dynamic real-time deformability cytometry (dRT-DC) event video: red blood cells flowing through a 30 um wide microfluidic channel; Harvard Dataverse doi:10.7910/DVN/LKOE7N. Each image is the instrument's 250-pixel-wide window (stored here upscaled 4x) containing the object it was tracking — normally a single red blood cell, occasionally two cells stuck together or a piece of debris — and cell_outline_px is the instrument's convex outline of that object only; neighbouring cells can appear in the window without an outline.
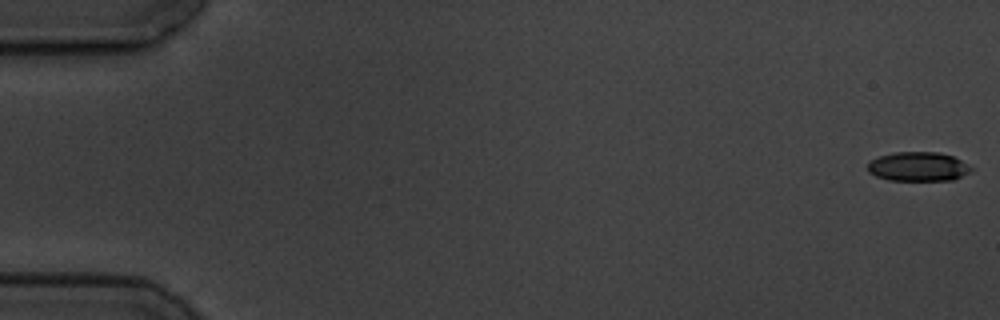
{"species": "common noctule bat (a hibernating species)", "species_latin": "Nyctalus noctula", "temperature_condition": "cold", "stored_images_in_passage": 8, "camera_frame_rate_fps": 3000, "um_per_image_px": 0.085, "animal": {"sex": "male", "body_mass_g": 19.5, "forearm_length_mm": 54.6}, "frame": {"image": 1, "passage_image": 1, "time_ms": 0.0, "image_size_px": [1000, 320], "cell_outline_px": [[972, 172], [952, 180], [888, 180], [876, 176], [868, 172], [868, 164], [872, 160], [880, 156], [896, 152], [936, 152], [952, 156], [960, 160], [972, 168]], "centroid_in_image_um": [78.04, 14.17], "position_along_channel_um": 7.0, "area_um2": 17.46}}
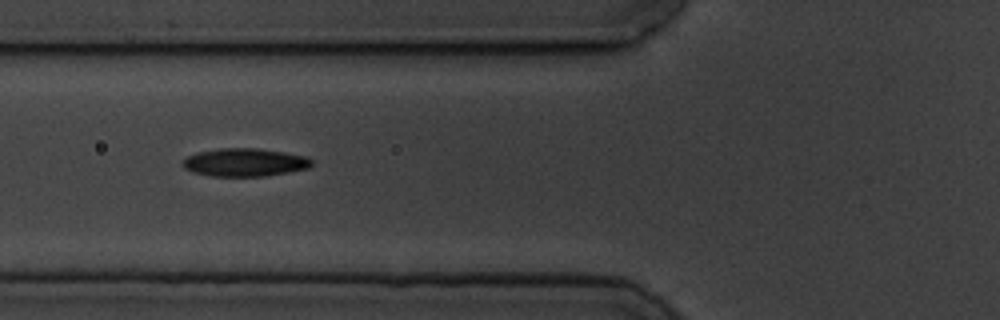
{"frame": {"image": 2, "passage_image": 7, "time_ms": 7.0, "image_size_px": [1000, 320], "cell_outline_px": [[312, 164], [308, 168], [288, 172], [264, 176], [212, 176], [192, 172], [184, 168], [180, 164], [188, 156], [196, 152], [220, 148], [256, 148], [284, 152], [308, 156], [312, 160]], "centroid_in_image_um": [20.79, 13.79], "position_along_channel_um": 105.0, "area_um2": 21.15}}
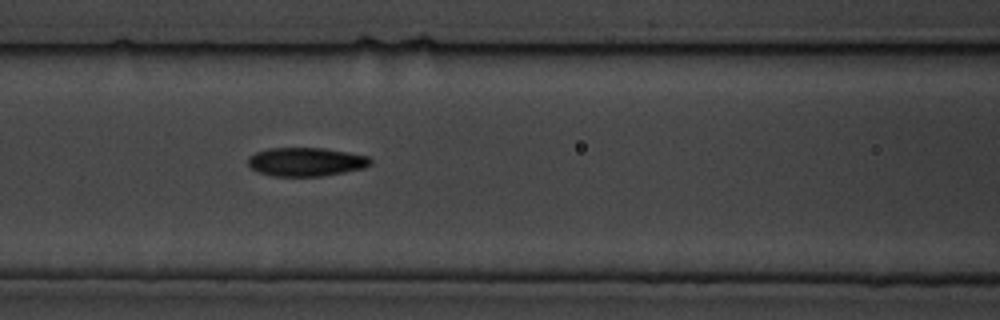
{"frame": {"image": 3, "passage_image": 8, "time_ms": 8.0, "image_size_px": [1000, 320], "cell_outline_px": [[372, 164], [364, 168], [324, 176], [272, 176], [260, 172], [252, 168], [248, 164], [248, 156], [256, 152], [268, 148], [324, 148], [348, 152], [368, 156], [372, 160]], "centroid_in_image_um": [26.03, 13.75], "position_along_channel_um": 140.6, "area_um2": 20.52}}